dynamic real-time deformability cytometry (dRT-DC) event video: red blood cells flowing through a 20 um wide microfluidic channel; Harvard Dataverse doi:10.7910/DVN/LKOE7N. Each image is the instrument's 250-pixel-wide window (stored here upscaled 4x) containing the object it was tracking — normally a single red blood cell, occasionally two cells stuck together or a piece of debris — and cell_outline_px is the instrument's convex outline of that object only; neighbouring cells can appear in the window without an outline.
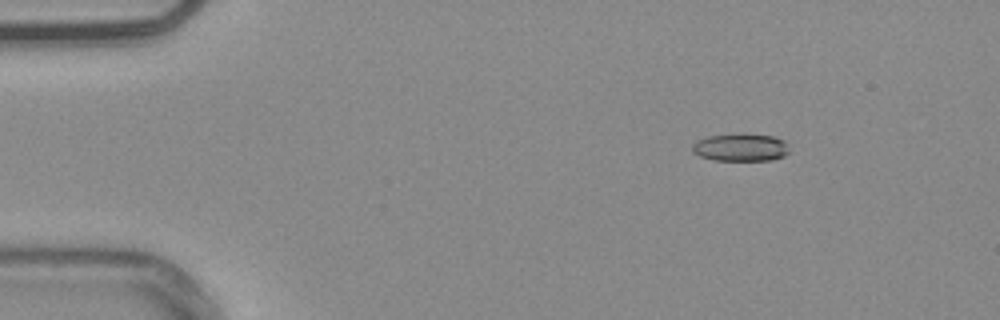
{"species": "common noctule bat (a hibernating species)", "species_latin": "Nyctalus noctula", "temperature_condition": "warm", "stored_images_in_passage": 54, "camera_frame_rate_fps": 3000, "um_per_image_px": 0.085, "animal": {"sex": "male", "body_mass_g": 20.4}, "frame": {"image": 1, "passage_image": 8, "time_ms": 2.333, "image_size_px": [1000, 320], "cell_outline_px": [[788, 152], [784, 156], [772, 160], [712, 160], [700, 156], [692, 152], [692, 144], [696, 140], [708, 136], [740, 132], [772, 136], [784, 140], [788, 144]], "centroid_in_image_um": [62.94, 12.51], "position_along_channel_um": 22.1, "area_um2": 16.01}}
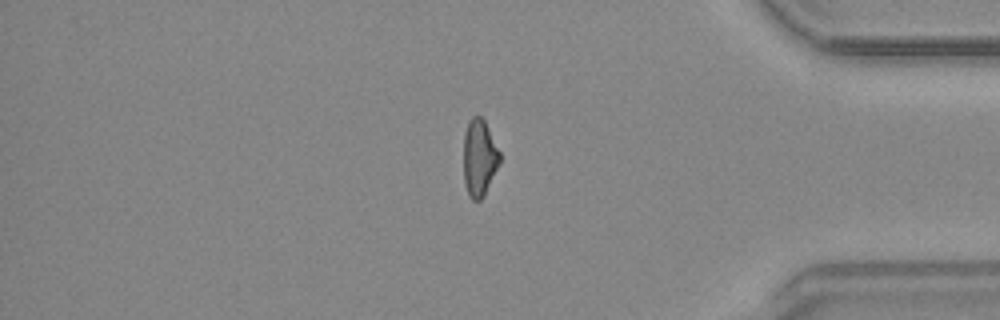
{"frame": {"image": 2, "passage_image": 46, "time_ms": 15.0, "image_size_px": [1000, 320], "cell_outline_px": [[500, 160], [484, 196], [480, 200], [472, 200], [468, 196], [464, 184], [464, 132], [468, 120], [472, 116], [480, 116], [484, 120], [500, 152]], "centroid_in_image_um": [40.72, 13.41], "position_along_channel_um": 394.5, "area_um2": 16.18}}
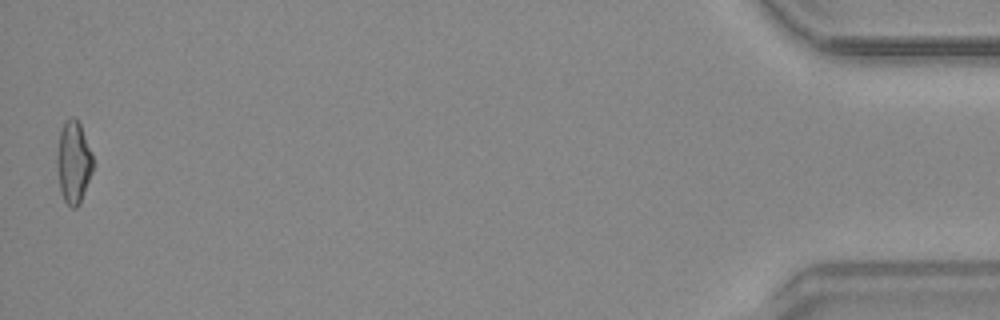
{"frame": {"image": 3, "passage_image": 54, "time_ms": 17.667, "image_size_px": [1000, 320], "cell_outline_px": [[92, 172], [80, 204], [76, 208], [72, 208], [64, 200], [60, 192], [56, 164], [56, 160], [60, 132], [64, 120], [72, 116], [76, 116], [80, 124], [92, 156]], "centroid_in_image_um": [6.22, 13.79], "position_along_channel_um": 429.0, "area_um2": 17.22}, "authors_computed_cell_mechanics": {"area_um2": 16.6175, "velocity_mm_per_s": 3.8115, "shape_relaxation_time_tau1_ms": null, "shape_relaxation_time_tau2_ms": 5.5988, "deformation_change_tau1": null, "deformation_change_tau2": 0.1229}}